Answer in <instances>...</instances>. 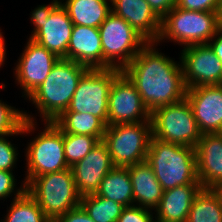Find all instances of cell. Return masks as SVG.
Masks as SVG:
<instances>
[{
    "mask_svg": "<svg viewBox=\"0 0 222 222\" xmlns=\"http://www.w3.org/2000/svg\"><path fill=\"white\" fill-rule=\"evenodd\" d=\"M158 46L157 42H148L122 70L135 84L150 113L182 101L187 91L180 58L175 61Z\"/></svg>",
    "mask_w": 222,
    "mask_h": 222,
    "instance_id": "cell-1",
    "label": "cell"
},
{
    "mask_svg": "<svg viewBox=\"0 0 222 222\" xmlns=\"http://www.w3.org/2000/svg\"><path fill=\"white\" fill-rule=\"evenodd\" d=\"M88 70L82 64L60 58L44 82L25 99L37 111L34 115L24 110L25 119L38 122L37 117H40V122L55 121L69 107L80 79Z\"/></svg>",
    "mask_w": 222,
    "mask_h": 222,
    "instance_id": "cell-2",
    "label": "cell"
},
{
    "mask_svg": "<svg viewBox=\"0 0 222 222\" xmlns=\"http://www.w3.org/2000/svg\"><path fill=\"white\" fill-rule=\"evenodd\" d=\"M38 123L25 119L21 127L22 138L34 135L27 140L30 142H26L22 152L26 162L23 167L26 185L34 177L69 168L64 154L63 132L53 122H41L43 126L40 128Z\"/></svg>",
    "mask_w": 222,
    "mask_h": 222,
    "instance_id": "cell-3",
    "label": "cell"
},
{
    "mask_svg": "<svg viewBox=\"0 0 222 222\" xmlns=\"http://www.w3.org/2000/svg\"><path fill=\"white\" fill-rule=\"evenodd\" d=\"M146 162L163 190L200 183L197 178L195 148L151 137Z\"/></svg>",
    "mask_w": 222,
    "mask_h": 222,
    "instance_id": "cell-4",
    "label": "cell"
},
{
    "mask_svg": "<svg viewBox=\"0 0 222 222\" xmlns=\"http://www.w3.org/2000/svg\"><path fill=\"white\" fill-rule=\"evenodd\" d=\"M220 11H192L174 7L161 19L157 43L172 42L185 48L192 45L208 44L220 28Z\"/></svg>",
    "mask_w": 222,
    "mask_h": 222,
    "instance_id": "cell-5",
    "label": "cell"
},
{
    "mask_svg": "<svg viewBox=\"0 0 222 222\" xmlns=\"http://www.w3.org/2000/svg\"><path fill=\"white\" fill-rule=\"evenodd\" d=\"M26 192L38 203L49 221H55L80 206L82 197L71 168L34 177L26 185Z\"/></svg>",
    "mask_w": 222,
    "mask_h": 222,
    "instance_id": "cell-6",
    "label": "cell"
},
{
    "mask_svg": "<svg viewBox=\"0 0 222 222\" xmlns=\"http://www.w3.org/2000/svg\"><path fill=\"white\" fill-rule=\"evenodd\" d=\"M103 69L123 70L148 41L123 18L112 11L99 27Z\"/></svg>",
    "mask_w": 222,
    "mask_h": 222,
    "instance_id": "cell-7",
    "label": "cell"
},
{
    "mask_svg": "<svg viewBox=\"0 0 222 222\" xmlns=\"http://www.w3.org/2000/svg\"><path fill=\"white\" fill-rule=\"evenodd\" d=\"M150 121L152 137L165 142L195 147L202 136L186 98L157 107L151 112Z\"/></svg>",
    "mask_w": 222,
    "mask_h": 222,
    "instance_id": "cell-8",
    "label": "cell"
},
{
    "mask_svg": "<svg viewBox=\"0 0 222 222\" xmlns=\"http://www.w3.org/2000/svg\"><path fill=\"white\" fill-rule=\"evenodd\" d=\"M151 122L107 126L103 142L107 145L114 167H128L146 161Z\"/></svg>",
    "mask_w": 222,
    "mask_h": 222,
    "instance_id": "cell-9",
    "label": "cell"
},
{
    "mask_svg": "<svg viewBox=\"0 0 222 222\" xmlns=\"http://www.w3.org/2000/svg\"><path fill=\"white\" fill-rule=\"evenodd\" d=\"M118 68L89 69L80 79L70 105L64 112L88 113L108 126V98Z\"/></svg>",
    "mask_w": 222,
    "mask_h": 222,
    "instance_id": "cell-10",
    "label": "cell"
},
{
    "mask_svg": "<svg viewBox=\"0 0 222 222\" xmlns=\"http://www.w3.org/2000/svg\"><path fill=\"white\" fill-rule=\"evenodd\" d=\"M22 53L16 60L13 70L17 84L25 100L47 78L52 67L60 59L31 38H27Z\"/></svg>",
    "mask_w": 222,
    "mask_h": 222,
    "instance_id": "cell-11",
    "label": "cell"
},
{
    "mask_svg": "<svg viewBox=\"0 0 222 222\" xmlns=\"http://www.w3.org/2000/svg\"><path fill=\"white\" fill-rule=\"evenodd\" d=\"M135 84L122 71L113 81L108 98V126L151 122Z\"/></svg>",
    "mask_w": 222,
    "mask_h": 222,
    "instance_id": "cell-12",
    "label": "cell"
},
{
    "mask_svg": "<svg viewBox=\"0 0 222 222\" xmlns=\"http://www.w3.org/2000/svg\"><path fill=\"white\" fill-rule=\"evenodd\" d=\"M178 54L187 89L222 84V63L209 44L188 46Z\"/></svg>",
    "mask_w": 222,
    "mask_h": 222,
    "instance_id": "cell-13",
    "label": "cell"
},
{
    "mask_svg": "<svg viewBox=\"0 0 222 222\" xmlns=\"http://www.w3.org/2000/svg\"><path fill=\"white\" fill-rule=\"evenodd\" d=\"M191 105L200 133H222V84L188 88Z\"/></svg>",
    "mask_w": 222,
    "mask_h": 222,
    "instance_id": "cell-14",
    "label": "cell"
},
{
    "mask_svg": "<svg viewBox=\"0 0 222 222\" xmlns=\"http://www.w3.org/2000/svg\"><path fill=\"white\" fill-rule=\"evenodd\" d=\"M71 168L81 196L95 194L104 177L114 168L107 145L99 143Z\"/></svg>",
    "mask_w": 222,
    "mask_h": 222,
    "instance_id": "cell-15",
    "label": "cell"
},
{
    "mask_svg": "<svg viewBox=\"0 0 222 222\" xmlns=\"http://www.w3.org/2000/svg\"><path fill=\"white\" fill-rule=\"evenodd\" d=\"M74 27L67 10L60 3L41 23V28L31 37L58 58L67 59V50Z\"/></svg>",
    "mask_w": 222,
    "mask_h": 222,
    "instance_id": "cell-16",
    "label": "cell"
},
{
    "mask_svg": "<svg viewBox=\"0 0 222 222\" xmlns=\"http://www.w3.org/2000/svg\"><path fill=\"white\" fill-rule=\"evenodd\" d=\"M195 148L197 178L203 188L222 182V133L203 134Z\"/></svg>",
    "mask_w": 222,
    "mask_h": 222,
    "instance_id": "cell-17",
    "label": "cell"
},
{
    "mask_svg": "<svg viewBox=\"0 0 222 222\" xmlns=\"http://www.w3.org/2000/svg\"><path fill=\"white\" fill-rule=\"evenodd\" d=\"M111 11L123 18L148 42H156L161 19L145 0H111Z\"/></svg>",
    "mask_w": 222,
    "mask_h": 222,
    "instance_id": "cell-18",
    "label": "cell"
},
{
    "mask_svg": "<svg viewBox=\"0 0 222 222\" xmlns=\"http://www.w3.org/2000/svg\"><path fill=\"white\" fill-rule=\"evenodd\" d=\"M67 59L89 69H103V50L99 28L74 25L68 44Z\"/></svg>",
    "mask_w": 222,
    "mask_h": 222,
    "instance_id": "cell-19",
    "label": "cell"
},
{
    "mask_svg": "<svg viewBox=\"0 0 222 222\" xmlns=\"http://www.w3.org/2000/svg\"><path fill=\"white\" fill-rule=\"evenodd\" d=\"M202 188L200 183H192L165 190L154 209L155 218L165 222H187L194 198Z\"/></svg>",
    "mask_w": 222,
    "mask_h": 222,
    "instance_id": "cell-20",
    "label": "cell"
},
{
    "mask_svg": "<svg viewBox=\"0 0 222 222\" xmlns=\"http://www.w3.org/2000/svg\"><path fill=\"white\" fill-rule=\"evenodd\" d=\"M127 168L133 187L134 205L154 210L164 192L154 170L146 161Z\"/></svg>",
    "mask_w": 222,
    "mask_h": 222,
    "instance_id": "cell-21",
    "label": "cell"
},
{
    "mask_svg": "<svg viewBox=\"0 0 222 222\" xmlns=\"http://www.w3.org/2000/svg\"><path fill=\"white\" fill-rule=\"evenodd\" d=\"M74 25L99 28L111 12V0H60Z\"/></svg>",
    "mask_w": 222,
    "mask_h": 222,
    "instance_id": "cell-22",
    "label": "cell"
},
{
    "mask_svg": "<svg viewBox=\"0 0 222 222\" xmlns=\"http://www.w3.org/2000/svg\"><path fill=\"white\" fill-rule=\"evenodd\" d=\"M98 196L113 200L124 207L134 205L133 187L127 167H114L101 181Z\"/></svg>",
    "mask_w": 222,
    "mask_h": 222,
    "instance_id": "cell-23",
    "label": "cell"
},
{
    "mask_svg": "<svg viewBox=\"0 0 222 222\" xmlns=\"http://www.w3.org/2000/svg\"><path fill=\"white\" fill-rule=\"evenodd\" d=\"M53 123L63 132L89 135L103 141L107 125L88 113L63 112Z\"/></svg>",
    "mask_w": 222,
    "mask_h": 222,
    "instance_id": "cell-24",
    "label": "cell"
},
{
    "mask_svg": "<svg viewBox=\"0 0 222 222\" xmlns=\"http://www.w3.org/2000/svg\"><path fill=\"white\" fill-rule=\"evenodd\" d=\"M187 222H222V201L213 188H202L194 198Z\"/></svg>",
    "mask_w": 222,
    "mask_h": 222,
    "instance_id": "cell-25",
    "label": "cell"
},
{
    "mask_svg": "<svg viewBox=\"0 0 222 222\" xmlns=\"http://www.w3.org/2000/svg\"><path fill=\"white\" fill-rule=\"evenodd\" d=\"M6 215L0 222H48L38 203L25 191L20 197L9 201Z\"/></svg>",
    "mask_w": 222,
    "mask_h": 222,
    "instance_id": "cell-26",
    "label": "cell"
},
{
    "mask_svg": "<svg viewBox=\"0 0 222 222\" xmlns=\"http://www.w3.org/2000/svg\"><path fill=\"white\" fill-rule=\"evenodd\" d=\"M80 206L95 222H117L124 206L95 194L81 197Z\"/></svg>",
    "mask_w": 222,
    "mask_h": 222,
    "instance_id": "cell-27",
    "label": "cell"
},
{
    "mask_svg": "<svg viewBox=\"0 0 222 222\" xmlns=\"http://www.w3.org/2000/svg\"><path fill=\"white\" fill-rule=\"evenodd\" d=\"M64 154L70 167L82 160L98 143L94 136L63 133Z\"/></svg>",
    "mask_w": 222,
    "mask_h": 222,
    "instance_id": "cell-28",
    "label": "cell"
},
{
    "mask_svg": "<svg viewBox=\"0 0 222 222\" xmlns=\"http://www.w3.org/2000/svg\"><path fill=\"white\" fill-rule=\"evenodd\" d=\"M25 120L24 108L18 109L0 98V136L17 132Z\"/></svg>",
    "mask_w": 222,
    "mask_h": 222,
    "instance_id": "cell-29",
    "label": "cell"
},
{
    "mask_svg": "<svg viewBox=\"0 0 222 222\" xmlns=\"http://www.w3.org/2000/svg\"><path fill=\"white\" fill-rule=\"evenodd\" d=\"M20 136L22 138L21 128L9 135L0 136V170L12 171L15 172L19 162V150L17 144H14L12 138ZM12 137V138H10ZM10 139V140H9ZM18 146V147H17Z\"/></svg>",
    "mask_w": 222,
    "mask_h": 222,
    "instance_id": "cell-30",
    "label": "cell"
},
{
    "mask_svg": "<svg viewBox=\"0 0 222 222\" xmlns=\"http://www.w3.org/2000/svg\"><path fill=\"white\" fill-rule=\"evenodd\" d=\"M16 176L18 175L15 172L0 170V201L3 200L1 203H4L5 200L8 202V199H10L9 201L14 200L26 191L24 180L20 181L16 179Z\"/></svg>",
    "mask_w": 222,
    "mask_h": 222,
    "instance_id": "cell-31",
    "label": "cell"
},
{
    "mask_svg": "<svg viewBox=\"0 0 222 222\" xmlns=\"http://www.w3.org/2000/svg\"><path fill=\"white\" fill-rule=\"evenodd\" d=\"M154 219V210L132 205L123 208L117 222H153Z\"/></svg>",
    "mask_w": 222,
    "mask_h": 222,
    "instance_id": "cell-32",
    "label": "cell"
},
{
    "mask_svg": "<svg viewBox=\"0 0 222 222\" xmlns=\"http://www.w3.org/2000/svg\"><path fill=\"white\" fill-rule=\"evenodd\" d=\"M59 4L60 0H51L48 4H40L31 9L29 20L34 28L30 31L28 38H31L41 28L43 20L47 19Z\"/></svg>",
    "mask_w": 222,
    "mask_h": 222,
    "instance_id": "cell-33",
    "label": "cell"
},
{
    "mask_svg": "<svg viewBox=\"0 0 222 222\" xmlns=\"http://www.w3.org/2000/svg\"><path fill=\"white\" fill-rule=\"evenodd\" d=\"M177 7L192 11H220L222 0H178Z\"/></svg>",
    "mask_w": 222,
    "mask_h": 222,
    "instance_id": "cell-34",
    "label": "cell"
},
{
    "mask_svg": "<svg viewBox=\"0 0 222 222\" xmlns=\"http://www.w3.org/2000/svg\"><path fill=\"white\" fill-rule=\"evenodd\" d=\"M55 222H95L81 207L78 206L57 218Z\"/></svg>",
    "mask_w": 222,
    "mask_h": 222,
    "instance_id": "cell-35",
    "label": "cell"
},
{
    "mask_svg": "<svg viewBox=\"0 0 222 222\" xmlns=\"http://www.w3.org/2000/svg\"><path fill=\"white\" fill-rule=\"evenodd\" d=\"M150 5L154 13L162 19L174 7L177 6L178 0H145Z\"/></svg>",
    "mask_w": 222,
    "mask_h": 222,
    "instance_id": "cell-36",
    "label": "cell"
},
{
    "mask_svg": "<svg viewBox=\"0 0 222 222\" xmlns=\"http://www.w3.org/2000/svg\"><path fill=\"white\" fill-rule=\"evenodd\" d=\"M215 55L222 63V30L219 28L215 36L208 42Z\"/></svg>",
    "mask_w": 222,
    "mask_h": 222,
    "instance_id": "cell-37",
    "label": "cell"
},
{
    "mask_svg": "<svg viewBox=\"0 0 222 222\" xmlns=\"http://www.w3.org/2000/svg\"><path fill=\"white\" fill-rule=\"evenodd\" d=\"M4 32H2V29L0 27V70L1 68L4 67V65L6 64V60H7V45H6V38H5V34H3Z\"/></svg>",
    "mask_w": 222,
    "mask_h": 222,
    "instance_id": "cell-38",
    "label": "cell"
},
{
    "mask_svg": "<svg viewBox=\"0 0 222 222\" xmlns=\"http://www.w3.org/2000/svg\"><path fill=\"white\" fill-rule=\"evenodd\" d=\"M214 190L219 194L221 201H222V182L220 184H218Z\"/></svg>",
    "mask_w": 222,
    "mask_h": 222,
    "instance_id": "cell-39",
    "label": "cell"
},
{
    "mask_svg": "<svg viewBox=\"0 0 222 222\" xmlns=\"http://www.w3.org/2000/svg\"><path fill=\"white\" fill-rule=\"evenodd\" d=\"M220 29L222 30V8L219 13Z\"/></svg>",
    "mask_w": 222,
    "mask_h": 222,
    "instance_id": "cell-40",
    "label": "cell"
},
{
    "mask_svg": "<svg viewBox=\"0 0 222 222\" xmlns=\"http://www.w3.org/2000/svg\"><path fill=\"white\" fill-rule=\"evenodd\" d=\"M153 222H165V221H161V220L155 218V219L153 220Z\"/></svg>",
    "mask_w": 222,
    "mask_h": 222,
    "instance_id": "cell-41",
    "label": "cell"
}]
</instances>
